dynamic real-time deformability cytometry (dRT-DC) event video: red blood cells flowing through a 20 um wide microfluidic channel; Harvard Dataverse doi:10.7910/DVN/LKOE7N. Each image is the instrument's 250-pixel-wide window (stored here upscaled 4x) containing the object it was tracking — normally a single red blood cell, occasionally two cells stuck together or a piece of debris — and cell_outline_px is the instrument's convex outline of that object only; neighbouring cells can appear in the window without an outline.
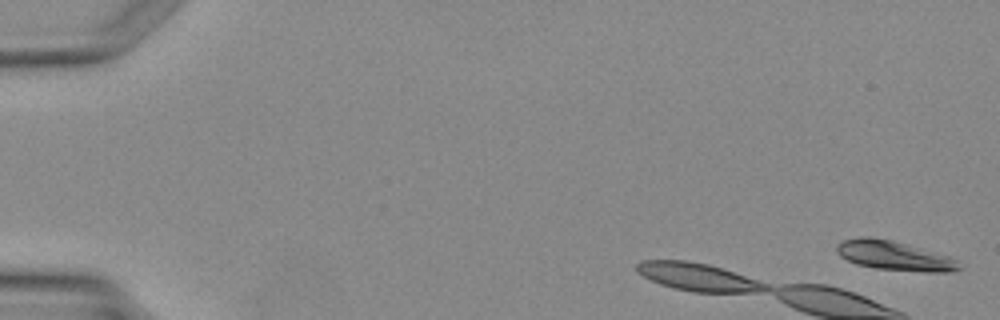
{"species": "Egyptian fruit bat (a non-hibernating species)", "species_latin": "Rousettus aegyptiacus", "temperature_condition": "warm", "stored_images_in_passage": 6, "camera_frame_rate_fps": 3000, "um_per_image_px": 0.085, "animal": {"sex": "female"}, "frame": {"image": 1, "passage_image": 1, "time_ms": 0.0, "image_size_px": [1000, 320], "cell_outline_px": [[964, 268], [952, 272], [924, 272], [876, 268], [856, 264], [840, 256], [836, 252], [836, 244], [844, 240], [860, 236], [872, 236], [892, 240], [948, 256], [956, 260]], "centroid_in_image_um": [76.0, 21.73], "position_along_channel_um": 9.0, "area_um2": 21.04}}
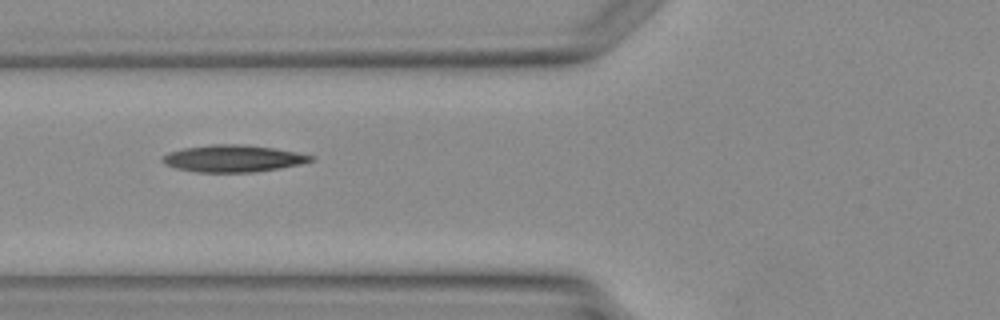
{"frame": {"image": 2, "passage_image": 6, "time_ms": 7.0, "image_size_px": [1000, 320], "cell_outline_px": [[316, 160], [300, 164], [280, 168], [252, 172], [196, 172], [176, 168], [164, 164], [160, 160], [160, 156], [168, 152], [184, 148], [208, 144], [244, 144], [272, 148], [296, 152], [316, 156]], "centroid_in_image_um": [19.79, 13.46], "position_along_channel_um": 106.0, "area_um2": 23.52}}